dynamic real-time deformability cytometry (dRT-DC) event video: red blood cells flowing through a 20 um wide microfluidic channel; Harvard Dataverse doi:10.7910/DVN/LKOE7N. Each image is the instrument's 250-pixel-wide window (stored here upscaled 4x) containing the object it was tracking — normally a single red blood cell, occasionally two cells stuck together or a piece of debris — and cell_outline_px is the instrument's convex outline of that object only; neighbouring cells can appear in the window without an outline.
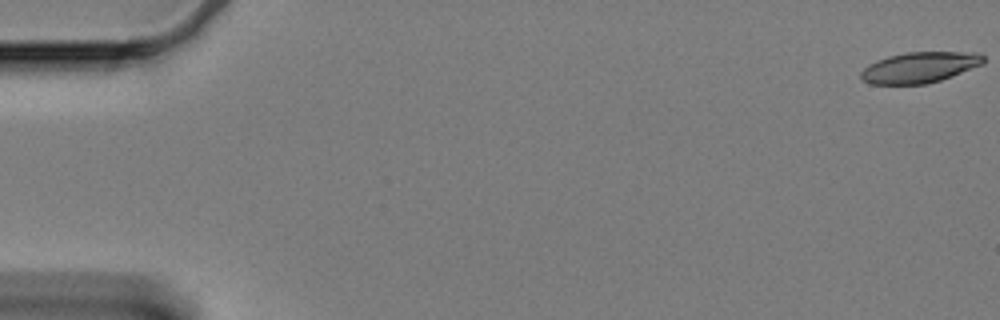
{"species": "Egyptian fruit bat (a non-hibernating species)", "species_latin": "Rousettus aegyptiacus", "temperature_condition": "cold", "stored_images_in_passage": 61, "camera_frame_rate_fps": 3000, "um_per_image_px": 0.085, "animal": {"sex": "female"}, "frame": {"image": 1, "passage_image": 1, "time_ms": 0.0, "image_size_px": [1000, 320], "cell_outline_px": [[984, 64], [952, 76], [940, 80], [924, 84], [872, 84], [860, 80], [860, 72], [868, 64], [876, 60], [888, 56], [908, 52], [980, 52], [984, 56]], "centroid_in_image_um": [78.16, 5.72], "position_along_channel_um": 6.8, "area_um2": 22.14}}
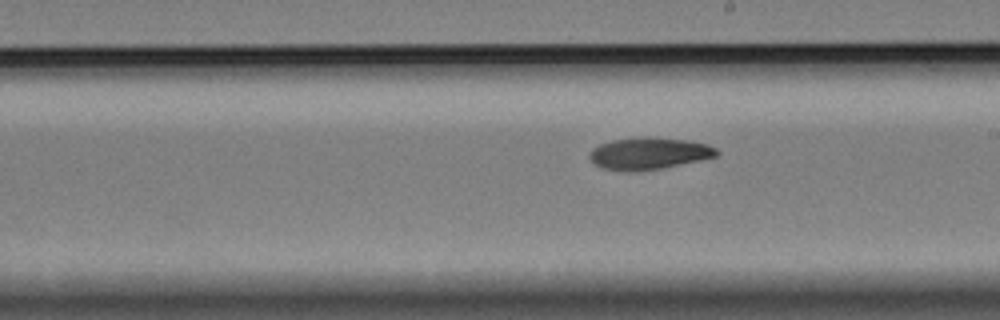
{"frame": {"image": 2, "passage_image": 35, "time_ms": 11.333, "image_size_px": [1000, 320], "cell_outline_px": [[720, 152], [716, 156], [700, 160], [660, 168], [636, 172], [620, 172], [600, 168], [588, 156], [588, 152], [592, 148], [600, 144], [612, 140], [640, 136], [648, 136], [688, 140], [708, 144], [716, 148]], "centroid_in_image_um": [55.12, 13.04], "position_along_channel_um": 233.9, "area_um2": 24.04}}
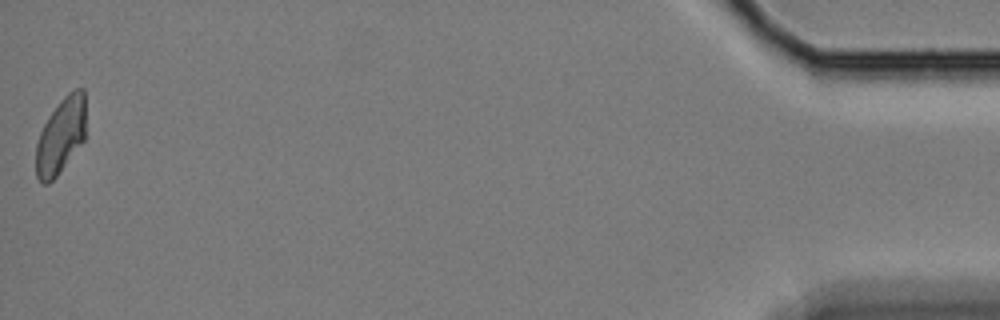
{"frame": {"image": 3, "passage_image": 61, "time_ms": 20.0, "image_size_px": [1000, 320], "cell_outline_px": [[84, 140], [56, 176], [48, 184], [44, 184], [36, 176], [36, 144], [40, 132], [48, 116], [60, 100], [68, 92], [76, 88], [84, 88]], "centroid_in_image_um": [5.15, 11.53], "position_along_channel_um": 430.1, "area_um2": 21.73}, "authors_computed_cell_mechanics": {"area_um2": 23.5824, "velocity_mm_per_s": 3.3124, "shape_relaxation_time_tau1_ms": 6.0969, "shape_relaxation_time_tau2_ms": null, "deformation_change_tau1": 0.1509, "deformation_change_tau2": null}}